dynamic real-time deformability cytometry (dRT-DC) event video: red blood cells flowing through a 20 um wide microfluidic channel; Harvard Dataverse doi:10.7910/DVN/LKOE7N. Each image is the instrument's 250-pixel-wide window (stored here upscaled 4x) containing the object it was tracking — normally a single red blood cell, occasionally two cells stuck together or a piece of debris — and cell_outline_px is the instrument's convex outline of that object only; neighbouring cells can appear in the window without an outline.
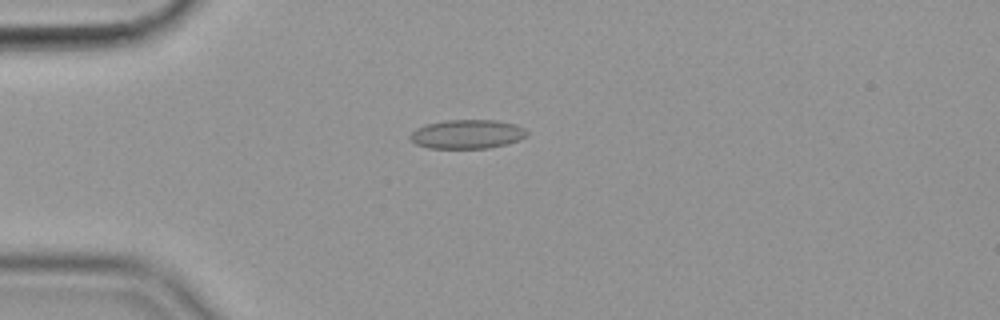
{"species": "common noctule bat (a hibernating species)", "species_latin": "Nyctalus noctula", "temperature_condition": "cold", "stored_images_in_passage": 57, "camera_frame_rate_fps": 3000, "um_per_image_px": 0.085, "animal": {"sex": "female", "body_mass_g": 19.9}, "frame": {"image": 1, "passage_image": 15, "time_ms": 4.667, "image_size_px": [1000, 320], "cell_outline_px": [[528, 132], [520, 140], [488, 148], [428, 148], [416, 144], [408, 136], [416, 128], [424, 124], [444, 120], [496, 120], [516, 124], [524, 128]], "centroid_in_image_um": [39.68, 11.39], "position_along_channel_um": 45.3, "area_um2": 19.77}}
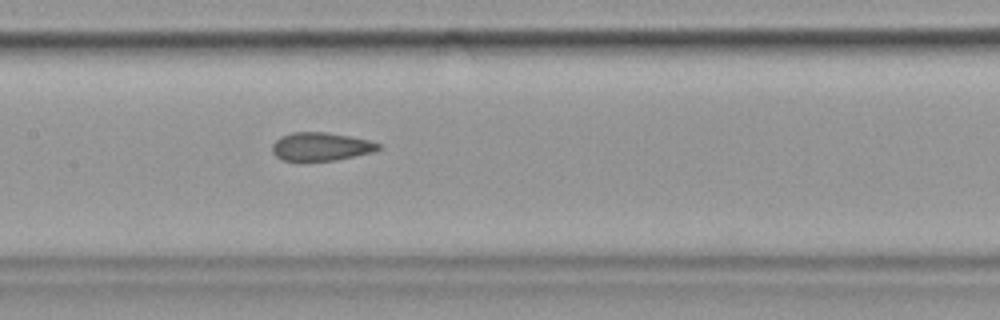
{"frame": {"image": 2, "passage_image": 28, "time_ms": 9.0, "image_size_px": [1000, 320], "cell_outline_px": [[380, 148], [376, 152], [336, 160], [280, 160], [272, 152], [272, 144], [280, 136], [292, 132], [328, 132], [368, 140], [380, 144]], "centroid_in_image_um": [27.27, 12.45], "position_along_channel_um": 180.1, "area_um2": 17.51}}
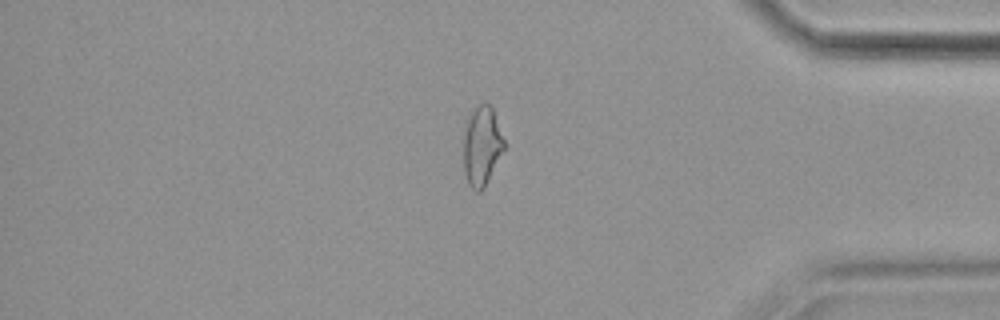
{"frame": {"image": 3, "passage_image": 48, "time_ms": 15.667, "image_size_px": [1000, 320], "cell_outline_px": [[504, 148], [484, 188], [480, 192], [476, 192], [468, 184], [464, 172], [464, 136], [468, 120], [472, 112], [484, 100], [492, 108], [504, 140]], "centroid_in_image_um": [40.95, 12.44], "position_along_channel_um": 394.3, "area_um2": 18.32}, "authors_computed_cell_mechanics": {"area_um2": 19.1896, "velocity_mm_per_s": 3.5756, "shape_relaxation_time_tau1_ms": null, "shape_relaxation_time_tau2_ms": 1.6647, "deformation_change_tau1": null, "deformation_change_tau2": 0.0584}}